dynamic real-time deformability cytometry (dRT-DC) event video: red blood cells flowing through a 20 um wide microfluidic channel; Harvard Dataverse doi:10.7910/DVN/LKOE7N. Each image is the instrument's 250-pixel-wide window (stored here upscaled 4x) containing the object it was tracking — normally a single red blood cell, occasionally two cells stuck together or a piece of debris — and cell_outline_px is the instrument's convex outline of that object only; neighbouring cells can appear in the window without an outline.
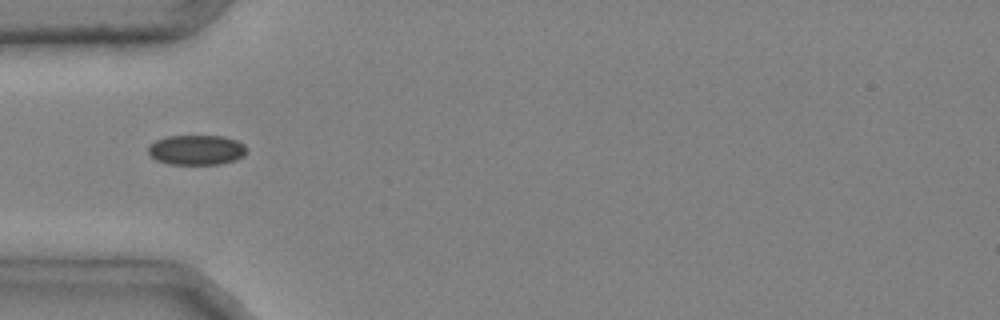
{"species": "common noctule bat (a hibernating species)", "species_latin": "Nyctalus noctula", "temperature_condition": "cold", "stored_images_in_passage": 28, "camera_frame_rate_fps": 3000, "um_per_image_px": 0.085, "animal": {"sex": "male", "body_mass_g": 20.4}, "frame": {"image": 1, "passage_image": 1, "time_ms": 0.0, "image_size_px": [1000, 320], "cell_outline_px": [[248, 148], [244, 156], [236, 160], [220, 164], [168, 164], [156, 160], [148, 152], [148, 144], [156, 140], [168, 136], [224, 136], [236, 140], [244, 144]], "centroid_in_image_um": [16.72, 12.74], "position_along_channel_um": 68.3, "area_um2": 17.34}}
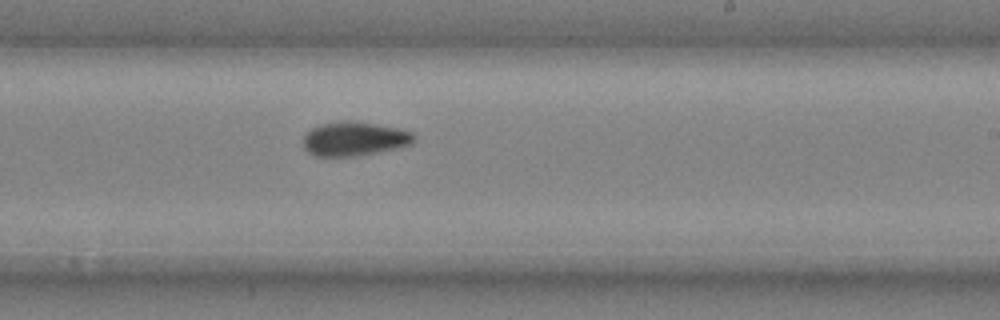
{"frame": {"image": 2, "passage_image": 14, "time_ms": 4.333, "image_size_px": [1000, 320], "cell_outline_px": [[416, 136], [412, 144], [380, 152], [356, 156], [312, 156], [304, 148], [304, 136], [312, 128], [320, 124], [348, 120], [352, 120], [396, 128], [412, 132]], "centroid_in_image_um": [30.12, 11.81], "position_along_channel_um": 258.9, "area_um2": 21.96}}
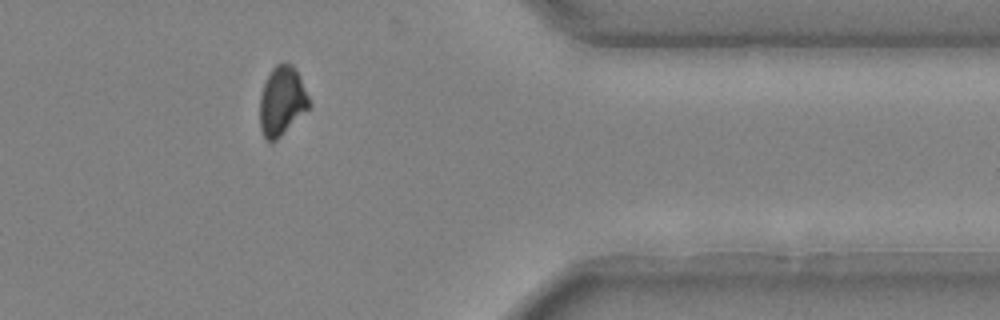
{"frame": {"image": 3, "passage_image": 25, "time_ms": 8.0, "image_size_px": [1000, 320], "cell_outline_px": [[312, 104], [272, 144], [264, 136], [260, 128], [260, 96], [264, 84], [272, 68], [276, 64], [284, 60], [292, 64]], "centroid_in_image_um": [23.94, 8.57], "position_along_channel_um": 387.5, "area_um2": 19.54}, "authors_computed_cell_mechanics": {"area_um2": 20.5479, "velocity_mm_per_s": 4.0277, "shape_relaxation_time_tau1_ms": null, "shape_relaxation_time_tau2_ms": 3.5209, "deformation_change_tau1": null, "deformation_change_tau2": 0.073}}